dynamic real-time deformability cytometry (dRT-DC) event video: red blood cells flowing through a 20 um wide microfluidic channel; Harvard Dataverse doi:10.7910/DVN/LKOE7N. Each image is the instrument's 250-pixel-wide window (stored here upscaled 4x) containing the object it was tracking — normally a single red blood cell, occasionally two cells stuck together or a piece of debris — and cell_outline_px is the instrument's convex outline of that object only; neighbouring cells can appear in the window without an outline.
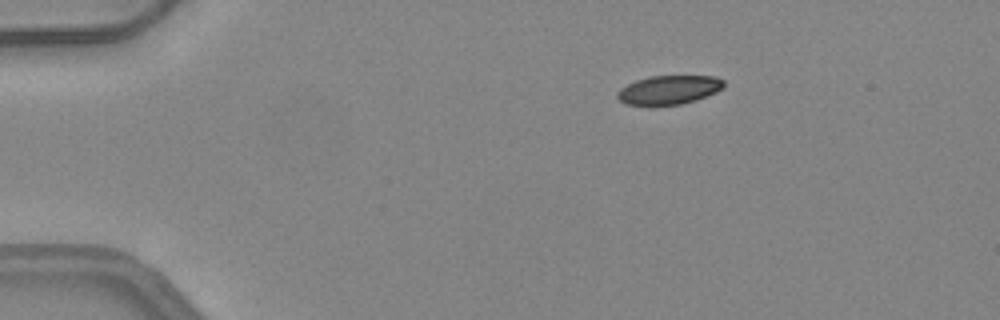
{"species": "common noctule bat (a hibernating species)", "species_latin": "Nyctalus noctula", "temperature_condition": "warm", "stored_images_in_passage": 42, "camera_frame_rate_fps": 3000, "um_per_image_px": 0.085, "animal": {"sex": "female", "body_mass_g": 24.6, "forearm_length_mm": 56.2}, "frame": {"image": 1, "passage_image": 1, "time_ms": 0.0, "image_size_px": [1000, 320], "cell_outline_px": [[724, 88], [716, 92], [696, 100], [680, 104], [624, 104], [616, 96], [616, 92], [620, 88], [636, 80], [648, 76], [716, 76], [724, 80]], "centroid_in_image_um": [56.87, 7.62], "position_along_channel_um": 28.1, "area_um2": 17.8}}
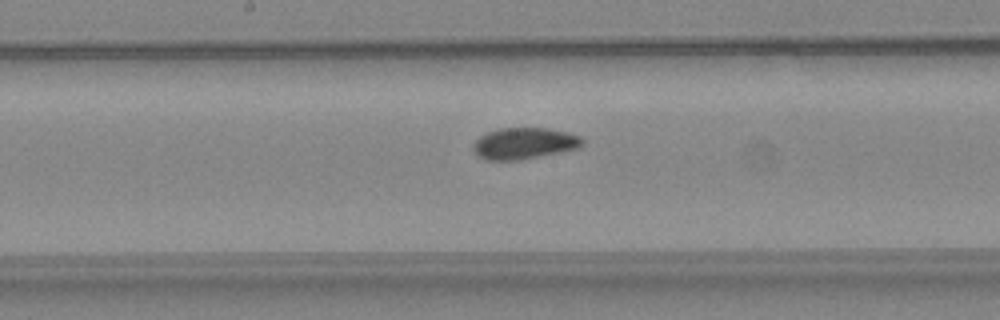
{"frame": {"image": 2, "passage_image": 19, "time_ms": 6.0, "image_size_px": [1000, 320], "cell_outline_px": [[584, 144], [580, 148], [520, 160], [488, 160], [476, 156], [472, 148], [476, 140], [480, 136], [488, 132], [500, 128], [548, 128], [568, 132], [580, 136], [584, 140]], "centroid_in_image_um": [44.57, 12.19], "position_along_channel_um": 203.6, "area_um2": 20.11}}
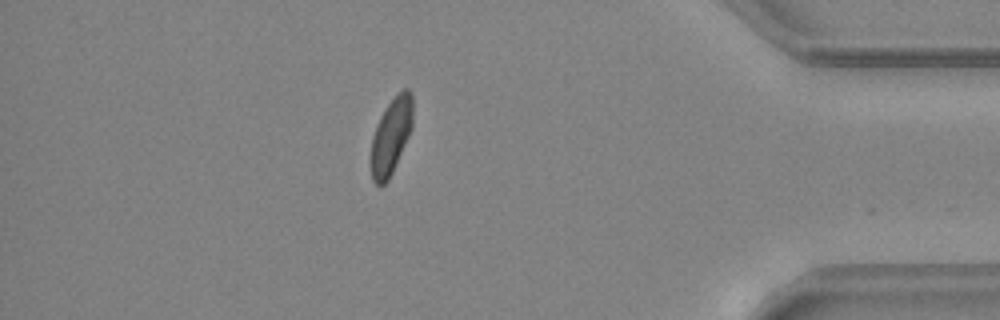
{"frame": {"image": 3, "passage_image": 36, "time_ms": 11.667, "image_size_px": [1000, 320], "cell_outline_px": [[412, 128], [392, 172], [388, 180], [384, 184], [376, 184], [372, 180], [372, 136], [376, 124], [384, 108], [396, 92], [404, 88], [408, 88], [412, 92]], "centroid_in_image_um": [33.25, 11.48], "position_along_channel_um": 401.9, "area_um2": 18.44}}